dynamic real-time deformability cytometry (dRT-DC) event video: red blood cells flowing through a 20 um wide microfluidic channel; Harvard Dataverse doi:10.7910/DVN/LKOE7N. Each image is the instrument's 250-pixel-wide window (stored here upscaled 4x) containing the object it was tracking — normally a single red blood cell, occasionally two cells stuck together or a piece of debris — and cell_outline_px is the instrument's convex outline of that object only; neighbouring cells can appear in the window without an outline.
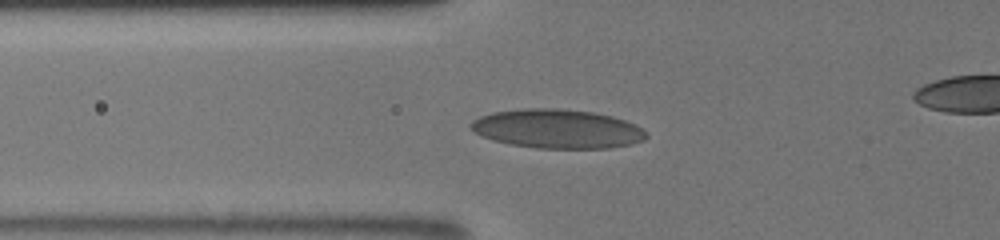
{"species": "human", "species_latin": "Homo sapiens", "temperature_condition": "room temperature", "stored_images_in_passage": 20, "camera_frame_rate_fps": 3000, "um_per_image_px": 0.085, "donor": {"sex": "male"}, "frame": {"image": 1, "passage_image": 9, "time_ms": 6.667, "image_size_px": [1000, 240], "cell_outline_px": [[648, 136], [644, 140], [632, 144], [608, 148], [536, 148], [512, 144], [492, 140], [476, 132], [468, 124], [472, 120], [480, 116], [492, 112], [520, 108], [560, 108], [592, 112], [612, 116], [624, 120], [648, 132]], "centroid_in_image_um": [47.37, 10.94], "position_along_channel_um": 78.4, "area_um2": 39.88}}
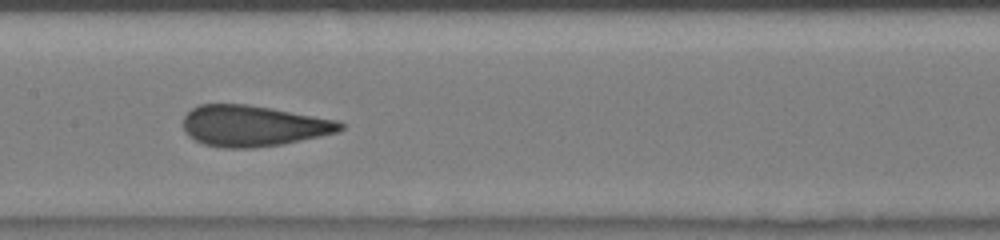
{"frame": {"image": 2, "passage_image": 12, "time_ms": 9.333, "image_size_px": [1000, 240], "cell_outline_px": [[344, 128], [340, 132], [280, 144], [252, 148], [220, 148], [204, 144], [188, 136], [184, 132], [184, 116], [192, 108], [200, 104], [248, 104], [272, 108], [336, 120], [344, 124]], "centroid_in_image_um": [21.51, 10.7], "position_along_channel_um": 185.9, "area_um2": 37.45}}
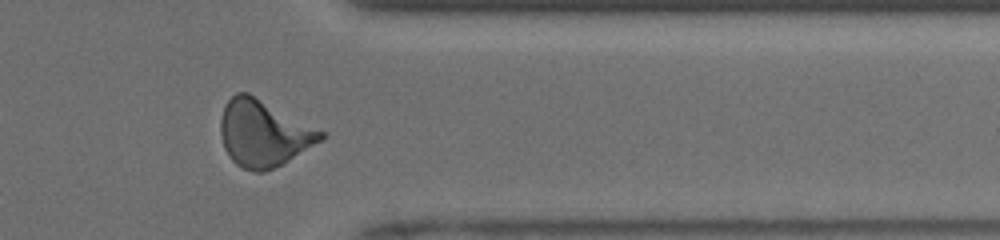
{"frame": {"image": 3, "passage_image": 18, "time_ms": 14.333, "image_size_px": [1000, 240], "cell_outline_px": [[324, 136], [320, 140], [288, 160], [264, 172], [256, 172], [244, 168], [236, 164], [232, 160], [224, 148], [220, 132], [220, 120], [224, 104], [236, 92], [248, 92], [324, 132]], "centroid_in_image_um": [22.33, 11.31], "position_along_channel_um": 389.1, "area_um2": 38.15}}